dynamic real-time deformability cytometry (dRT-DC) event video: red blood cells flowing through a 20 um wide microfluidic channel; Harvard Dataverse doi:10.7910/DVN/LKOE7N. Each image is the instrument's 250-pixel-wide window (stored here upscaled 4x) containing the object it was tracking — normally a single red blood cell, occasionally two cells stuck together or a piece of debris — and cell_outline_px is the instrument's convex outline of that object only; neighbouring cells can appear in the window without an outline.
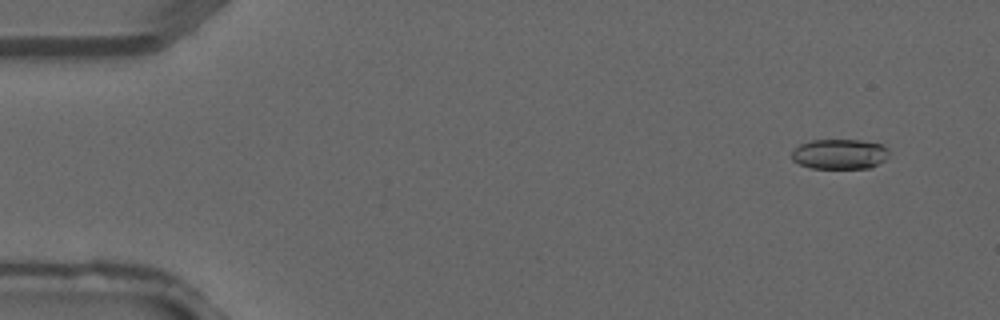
{"species": "common noctule bat (a hibernating species)", "species_latin": "Nyctalus noctula", "temperature_condition": "warm", "stored_images_in_passage": 5, "camera_frame_rate_fps": 3000, "um_per_image_px": 0.085, "animal": {"sex": "male", "forearm_length_mm": 52.5}, "frame": {"image": 1, "passage_image": 1, "time_ms": 0.0, "image_size_px": [1000, 320], "cell_outline_px": [[888, 156], [884, 160], [872, 168], [812, 168], [800, 164], [792, 160], [792, 152], [800, 144], [812, 140], [860, 140], [880, 144], [888, 148]], "centroid_in_image_um": [71.38, 13.1], "position_along_channel_um": 13.6, "area_um2": 16.99}}